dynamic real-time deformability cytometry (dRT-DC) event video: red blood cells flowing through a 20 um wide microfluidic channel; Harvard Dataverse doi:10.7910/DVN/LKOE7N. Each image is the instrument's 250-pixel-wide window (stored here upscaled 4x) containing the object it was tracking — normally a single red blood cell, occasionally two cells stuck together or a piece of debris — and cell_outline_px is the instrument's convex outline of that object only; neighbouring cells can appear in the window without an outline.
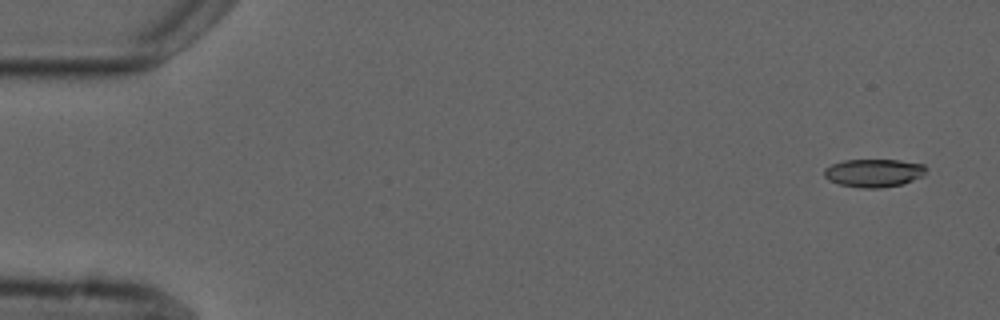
{"species": "common noctule bat (a hibernating species)", "species_latin": "Nyctalus noctula", "temperature_condition": "cold", "stored_images_in_passage": 5, "camera_frame_rate_fps": 3000, "um_per_image_px": 0.085, "animal": {"sex": "male", "forearm_length_mm": 52.5}, "frame": {"image": 1, "passage_image": 1, "time_ms": 0.0, "image_size_px": [1000, 320], "cell_outline_px": [[928, 168], [924, 176], [904, 184], [880, 188], [860, 188], [840, 184], [828, 180], [824, 176], [824, 168], [832, 164], [844, 160], [900, 160], [924, 164]], "centroid_in_image_um": [74.31, 14.7], "position_along_channel_um": 10.7, "area_um2": 16.94}}
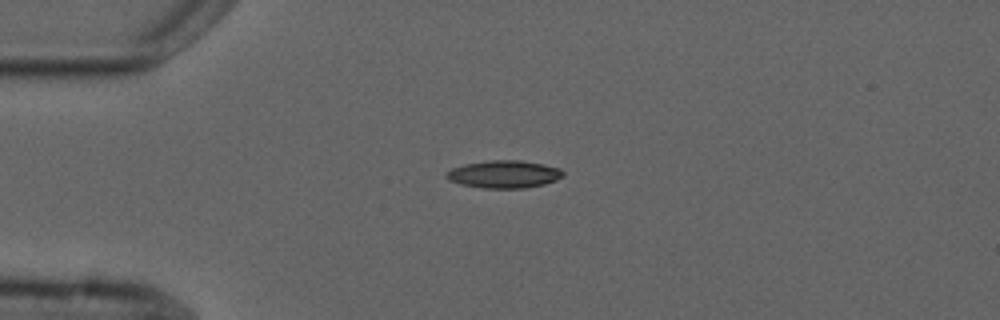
{"frame": {"image": 2, "passage_image": 4, "time_ms": 3.667, "image_size_px": [1000, 320], "cell_outline_px": [[564, 176], [556, 180], [544, 184], [524, 188], [484, 188], [460, 184], [448, 180], [444, 176], [452, 168], [464, 164], [488, 160], [520, 160], [544, 164], [560, 168], [564, 172]], "centroid_in_image_um": [42.85, 14.8], "position_along_channel_um": 42.2, "area_um2": 18.84}}